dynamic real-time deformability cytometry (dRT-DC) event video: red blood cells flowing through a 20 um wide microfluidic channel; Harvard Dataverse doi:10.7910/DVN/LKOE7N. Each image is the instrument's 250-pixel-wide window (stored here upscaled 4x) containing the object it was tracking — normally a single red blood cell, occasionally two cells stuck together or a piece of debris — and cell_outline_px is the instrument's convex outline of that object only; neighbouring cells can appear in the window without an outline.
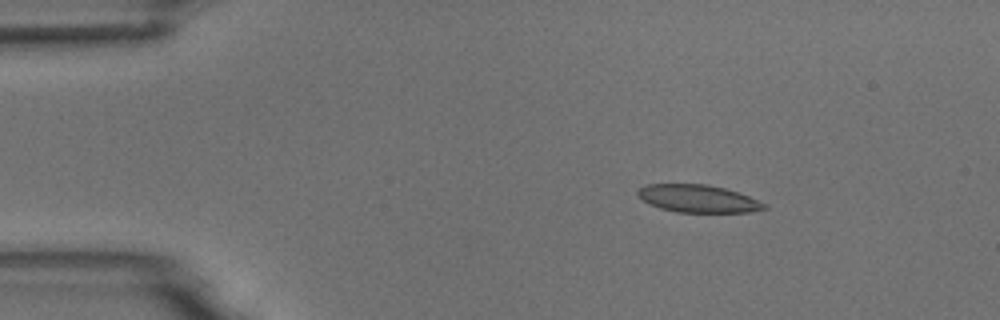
{"species": "common noctule bat (a hibernating species)", "species_latin": "Nyctalus noctula", "temperature_condition": "room temperature", "stored_images_in_passage": 3, "camera_frame_rate_fps": 3000, "um_per_image_px": 0.085, "animal": {"sex": "male", "body_mass_g": 18.8}, "frame": {"image": 1, "passage_image": 1, "time_ms": 0.0, "image_size_px": [1000, 320], "cell_outline_px": [[768, 208], [748, 212], [676, 212], [660, 208], [644, 200], [636, 192], [640, 188], [648, 184], [708, 184], [724, 188], [748, 196], [768, 204]], "centroid_in_image_um": [59.37, 16.88], "position_along_channel_um": 25.6, "area_um2": 20.11}}